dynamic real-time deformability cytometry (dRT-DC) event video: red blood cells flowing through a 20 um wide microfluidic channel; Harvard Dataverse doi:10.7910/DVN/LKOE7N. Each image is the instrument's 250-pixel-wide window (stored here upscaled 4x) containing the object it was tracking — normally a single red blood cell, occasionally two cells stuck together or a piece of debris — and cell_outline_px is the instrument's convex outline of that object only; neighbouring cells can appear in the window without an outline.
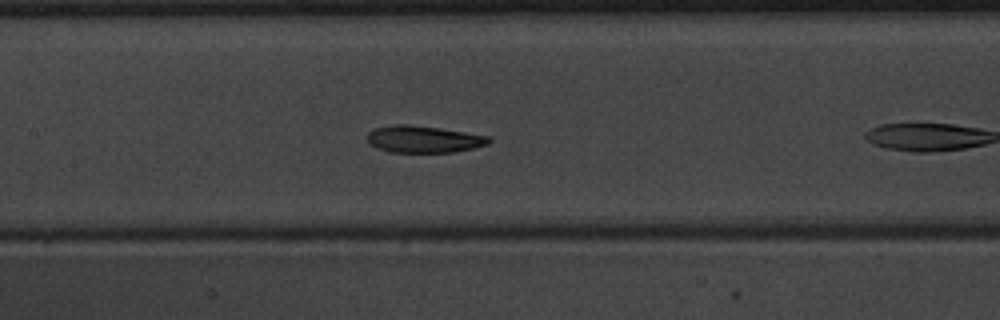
{"species": "common noctule bat (a hibernating species)", "species_latin": "Nyctalus noctula", "temperature_condition": "warm", "stored_images_in_passage": 11, "camera_frame_rate_fps": 3000, "um_per_image_px": 0.085, "animal": {"sex": "male", "body_mass_g": 20.1, "forearm_length_mm": 53.5}, "frame": {"image": 1, "passage_image": 10, "time_ms": 3.0, "image_size_px": [1000, 320], "cell_outline_px": [[492, 140], [488, 144], [472, 148], [452, 152], [392, 152], [368, 144], [368, 132], [376, 128], [396, 124], [408, 124], [440, 128], [488, 136]], "centroid_in_image_um": [36.0, 11.83], "position_along_channel_um": 171.4, "area_um2": 18.84}}